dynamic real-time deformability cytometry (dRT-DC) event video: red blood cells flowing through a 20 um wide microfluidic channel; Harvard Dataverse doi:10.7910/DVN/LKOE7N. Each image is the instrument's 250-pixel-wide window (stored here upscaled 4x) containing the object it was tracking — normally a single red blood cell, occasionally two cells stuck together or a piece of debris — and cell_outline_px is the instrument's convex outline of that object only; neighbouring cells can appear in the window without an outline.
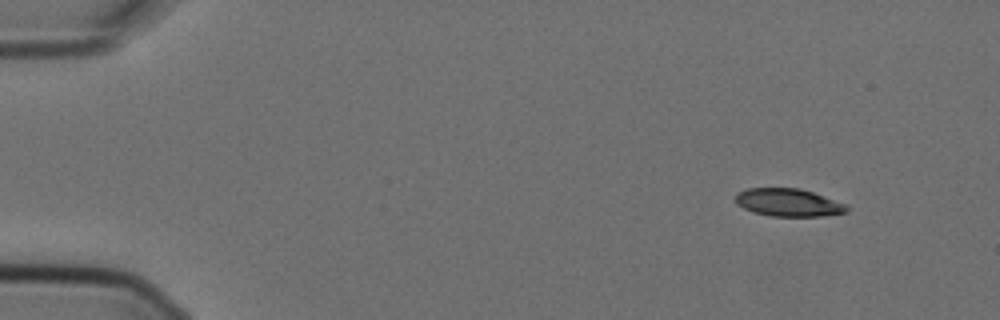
{"species": "Egyptian fruit bat (a non-hibernating species)", "species_latin": "Rousettus aegyptiacus", "temperature_condition": "cold", "stored_images_in_passage": 3, "camera_frame_rate_fps": 3000, "um_per_image_px": 0.085, "animal": {"sex": "female"}, "frame": {"image": 1, "passage_image": 1, "time_ms": 0.0, "image_size_px": [1000, 320], "cell_outline_px": [[848, 212], [820, 216], [772, 216], [752, 212], [736, 204], [736, 192], [748, 188], [800, 188], [848, 204]], "centroid_in_image_um": [67.01, 17.21], "position_along_channel_um": 18.0, "area_um2": 18.09}}
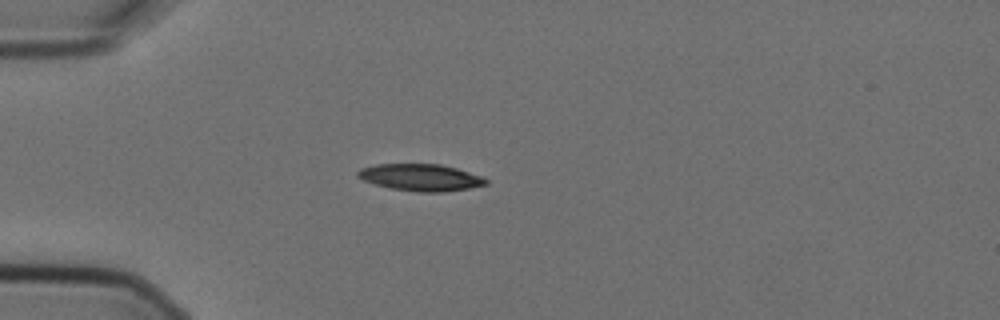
{"frame": {"image": 2, "passage_image": 3, "time_ms": 0.667, "image_size_px": [1000, 320], "cell_outline_px": [[488, 184], [468, 188], [444, 192], [420, 192], [388, 188], [364, 180], [356, 176], [356, 172], [360, 168], [376, 164], [440, 164], [456, 168], [484, 176], [488, 180]], "centroid_in_image_um": [35.77, 15.08], "position_along_channel_um": 49.2, "area_um2": 20.17}}